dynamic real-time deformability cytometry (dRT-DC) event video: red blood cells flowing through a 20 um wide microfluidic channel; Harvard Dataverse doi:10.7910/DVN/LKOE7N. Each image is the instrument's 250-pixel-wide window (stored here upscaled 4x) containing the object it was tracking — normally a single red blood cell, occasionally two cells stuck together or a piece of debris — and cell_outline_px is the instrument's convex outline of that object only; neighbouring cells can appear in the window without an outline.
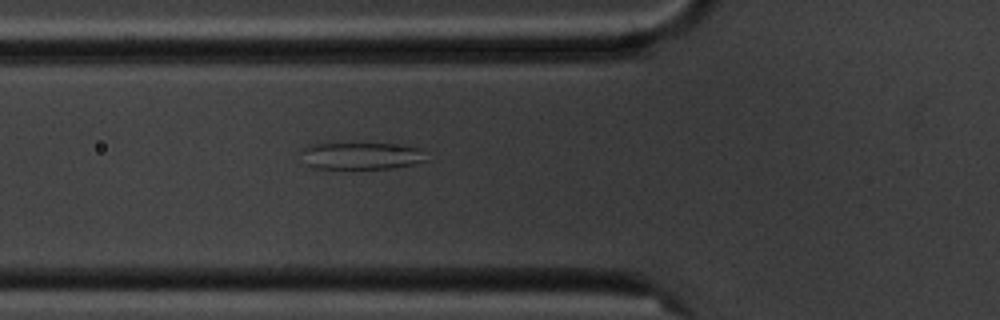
{"species": "common noctule bat (a hibernating species)", "species_latin": "Nyctalus noctula", "temperature_condition": "cold", "stored_images_in_passage": 4, "camera_frame_rate_fps": 3000, "um_per_image_px": 0.085, "animal": {"sex": "male", "body_mass_g": 20.1, "forearm_length_mm": 53.5}, "frame": {"image": 1, "passage_image": 4, "time_ms": 3.333, "image_size_px": [1000, 320], "cell_outline_px": [[428, 160], [412, 164], [392, 168], [312, 168], [308, 164], [300, 152], [308, 144], [328, 140], [404, 144], [420, 148]], "centroid_in_image_um": [30.66, 13.16], "position_along_channel_um": 95.1, "area_um2": 20.92}}